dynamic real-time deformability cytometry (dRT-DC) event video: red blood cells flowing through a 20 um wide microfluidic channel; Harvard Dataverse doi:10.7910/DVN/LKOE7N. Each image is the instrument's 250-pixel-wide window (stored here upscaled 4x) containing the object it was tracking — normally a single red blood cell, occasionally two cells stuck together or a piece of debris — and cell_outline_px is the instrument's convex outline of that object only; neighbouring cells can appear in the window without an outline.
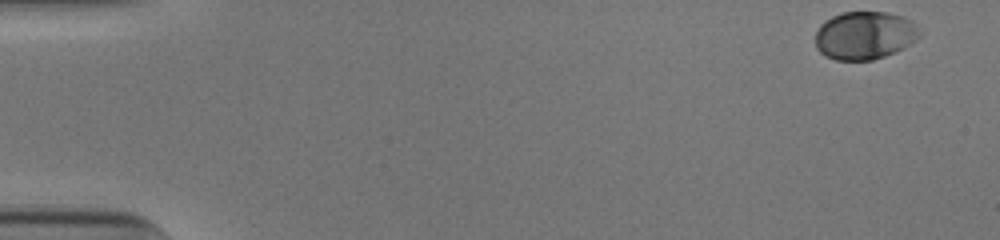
{"species": "human", "species_latin": "Homo sapiens", "temperature_condition": "cold", "stored_images_in_passage": 44, "camera_frame_rate_fps": 3000, "um_per_image_px": 0.085, "donor": {"sex": "male"}, "frame": {"image": 1, "passage_image": 1, "time_ms": 0.0, "image_size_px": [1000, 240], "cell_outline_px": [[924, 32], [916, 40], [904, 48], [896, 52], [872, 60], [836, 60], [824, 56], [816, 48], [816, 32], [820, 24], [824, 20], [832, 16], [844, 12], [888, 12], [904, 16], [920, 24]], "centroid_in_image_um": [73.56, 3.0], "position_along_channel_um": 11.4, "area_um2": 29.88}}
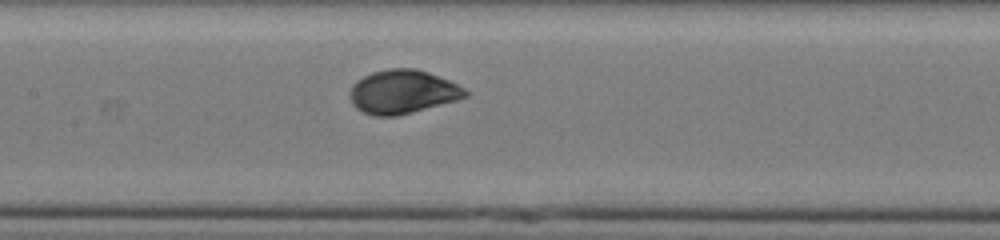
{"frame": {"image": 2, "passage_image": 25, "time_ms": 8.0, "image_size_px": [1000, 240], "cell_outline_px": [[468, 96], [456, 100], [412, 112], [396, 116], [376, 116], [364, 112], [356, 108], [352, 104], [348, 96], [348, 92], [352, 84], [356, 80], [372, 72], [388, 68], [416, 68], [428, 72], [448, 80], [464, 88], [468, 92]], "centroid_in_image_um": [34.17, 7.8], "position_along_channel_um": 173.2, "area_um2": 29.42}}
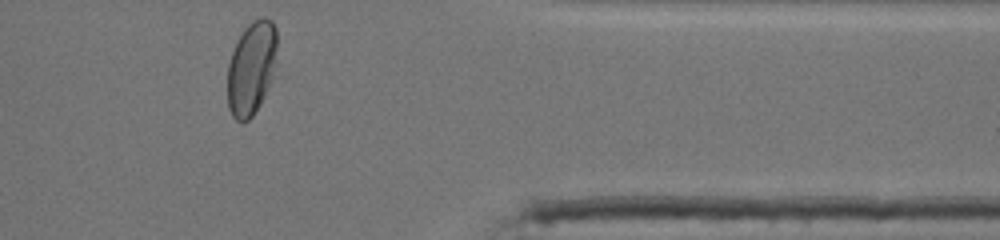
{"frame": {"image": 3, "passage_image": 43, "time_ms": 14.0, "image_size_px": [1000, 240], "cell_outline_px": [[276, 64], [272, 80], [260, 104], [252, 116], [248, 120], [236, 120], [232, 116], [228, 108], [228, 64], [236, 40], [244, 28], [252, 20], [260, 16], [264, 16], [272, 20], [276, 28]], "centroid_in_image_um": [21.38, 5.74], "position_along_channel_um": 390.0, "area_um2": 27.28}, "authors_computed_cell_mechanics": {"area_um2": 29.3624, "velocity_mm_per_s": 3.8781, "shape_relaxation_time_tau1_ms": 2.4697, "shape_relaxation_time_tau2_ms": null, "deformation_change_tau1": 0.133, "deformation_change_tau2": null}}